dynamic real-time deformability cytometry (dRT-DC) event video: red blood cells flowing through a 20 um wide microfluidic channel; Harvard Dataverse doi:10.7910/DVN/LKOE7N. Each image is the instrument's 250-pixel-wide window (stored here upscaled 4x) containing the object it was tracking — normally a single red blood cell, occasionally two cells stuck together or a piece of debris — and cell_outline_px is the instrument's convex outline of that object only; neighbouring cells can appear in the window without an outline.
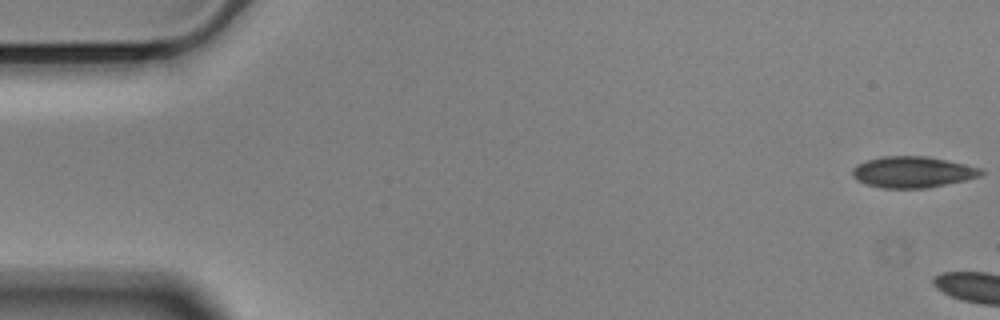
{"species": "Egyptian fruit bat (a non-hibernating species)", "species_latin": "Rousettus aegyptiacus", "temperature_condition": "cold", "stored_images_in_passage": 5, "camera_frame_rate_fps": 3000, "um_per_image_px": 0.085, "animal": {"sex": "male"}, "frame": {"image": 1, "passage_image": 1, "time_ms": 0.0, "image_size_px": [1000, 320], "cell_outline_px": [[984, 172], [980, 176], [964, 180], [928, 188], [884, 188], [868, 184], [856, 180], [852, 176], [852, 168], [856, 164], [868, 160], [884, 156], [928, 156], [964, 164], [980, 168]], "centroid_in_image_um": [77.55, 14.62], "position_along_channel_um": 7.5, "area_um2": 23.24}}